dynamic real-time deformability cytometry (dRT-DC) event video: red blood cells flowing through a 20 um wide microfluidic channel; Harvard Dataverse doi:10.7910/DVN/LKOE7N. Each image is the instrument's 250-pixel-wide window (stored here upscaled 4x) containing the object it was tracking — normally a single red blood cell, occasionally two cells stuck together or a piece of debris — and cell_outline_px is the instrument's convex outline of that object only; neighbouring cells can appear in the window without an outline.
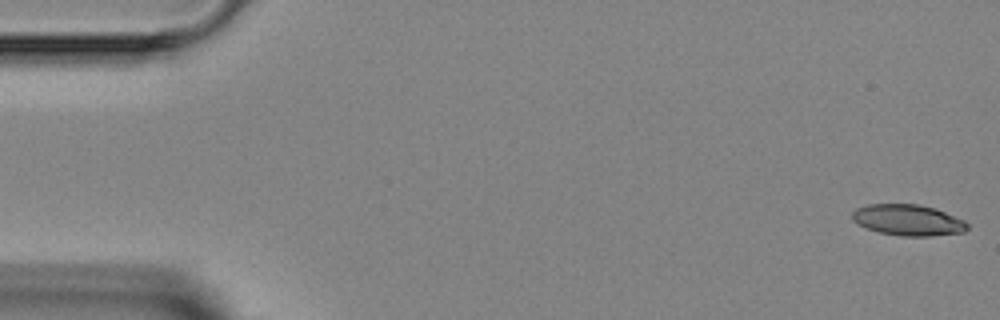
{"species": "Egyptian fruit bat (a non-hibernating species)", "species_latin": "Rousettus aegyptiacus", "temperature_condition": "room temperature", "stored_images_in_passage": 46, "camera_frame_rate_fps": 3000, "um_per_image_px": 0.085, "animal": {"sex": "female"}, "frame": {"image": 1, "passage_image": 1, "time_ms": 0.0, "image_size_px": [1000, 320], "cell_outline_px": [[968, 228], [964, 232], [928, 236], [900, 236], [880, 232], [868, 228], [852, 220], [852, 212], [856, 208], [868, 204], [916, 204], [936, 208], [964, 220], [968, 224]], "centroid_in_image_um": [77.19, 18.7], "position_along_channel_um": 7.8, "area_um2": 20.75}}
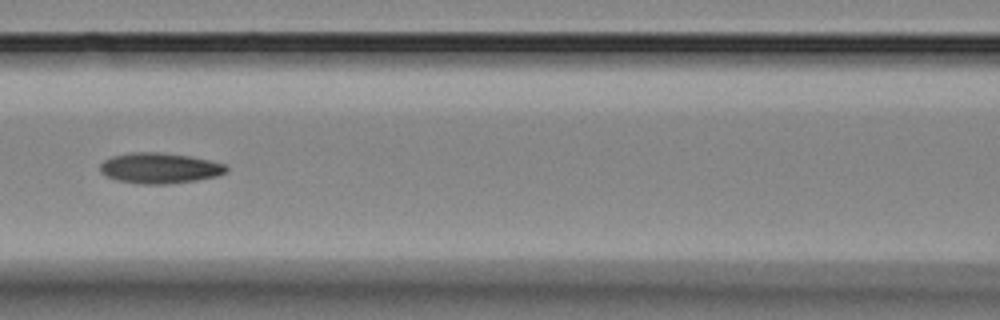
{"frame": {"image": 2, "passage_image": 20, "time_ms": 6.333, "image_size_px": [1000, 320], "cell_outline_px": [[228, 168], [224, 172], [216, 176], [196, 180], [168, 184], [136, 184], [116, 180], [100, 172], [100, 164], [104, 160], [112, 156], [132, 152], [160, 152], [192, 156], [224, 164]], "centroid_in_image_um": [13.53, 14.29], "position_along_channel_um": 153.1, "area_um2": 22.48}}
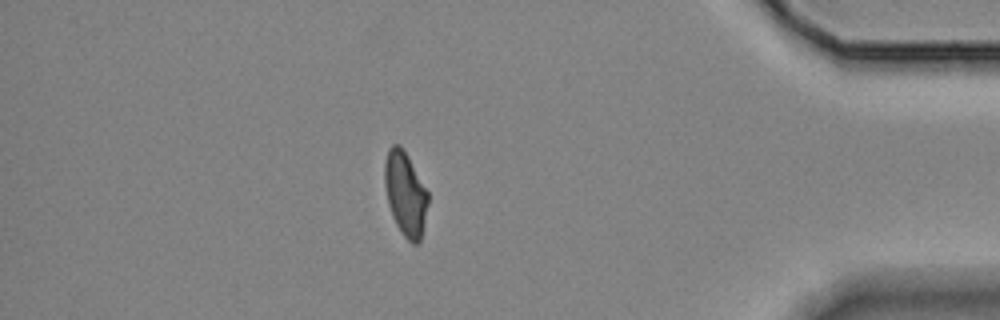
{"frame": {"image": 3, "passage_image": 40, "time_ms": 13.0, "image_size_px": [1000, 320], "cell_outline_px": [[428, 204], [420, 244], [412, 244], [400, 232], [392, 216], [388, 204], [384, 184], [384, 164], [388, 148], [392, 144], [400, 144], [408, 156], [428, 192]], "centroid_in_image_um": [34.44, 16.48], "position_along_channel_um": 400.8, "area_um2": 21.44}}